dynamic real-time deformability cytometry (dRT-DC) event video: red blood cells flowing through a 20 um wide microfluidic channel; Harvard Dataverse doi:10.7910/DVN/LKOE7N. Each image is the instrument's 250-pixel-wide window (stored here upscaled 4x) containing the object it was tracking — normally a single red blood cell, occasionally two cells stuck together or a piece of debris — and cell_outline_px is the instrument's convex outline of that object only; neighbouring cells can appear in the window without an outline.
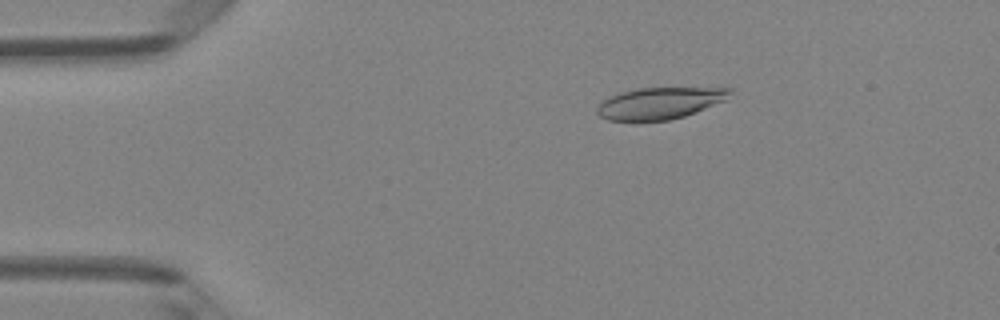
{"species": "Egyptian fruit bat (a non-hibernating species)", "species_latin": "Rousettus aegyptiacus", "temperature_condition": "room temperature", "stored_images_in_passage": 49, "camera_frame_rate_fps": 3000, "um_per_image_px": 0.085, "animal": {"sex": "female"}, "frame": {"image": 1, "passage_image": 9, "time_ms": 2.667, "image_size_px": [1000, 320], "cell_outline_px": [[732, 92], [728, 100], [684, 116], [668, 120], [608, 120], [600, 116], [596, 112], [596, 108], [604, 100], [620, 92], [636, 88], [732, 88]], "centroid_in_image_um": [56.12, 8.76], "position_along_channel_um": 28.9, "area_um2": 24.33}}
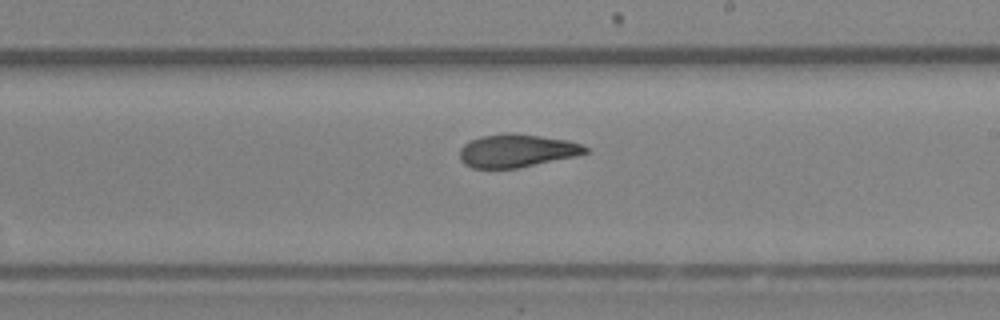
{"frame": {"image": 2, "passage_image": 29, "time_ms": 9.333, "image_size_px": [1000, 320], "cell_outline_px": [[588, 152], [576, 156], [516, 168], [472, 168], [464, 164], [460, 160], [460, 148], [464, 144], [480, 136], [504, 132], [512, 132], [568, 140], [580, 144], [588, 148]], "centroid_in_image_um": [43.9, 12.8], "position_along_channel_um": 245.1, "area_um2": 24.22}}
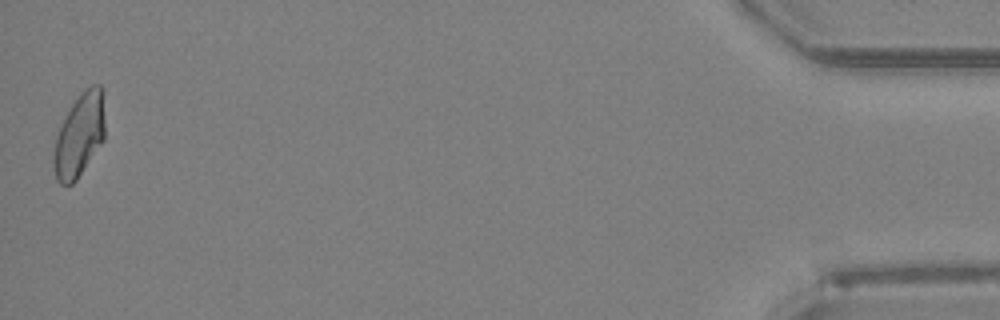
{"frame": {"image": 3, "passage_image": 49, "time_ms": 16.0, "image_size_px": [1000, 320], "cell_outline_px": [[104, 140], [76, 180], [72, 184], [60, 184], [56, 180], [52, 164], [52, 152], [56, 136], [72, 104], [80, 92], [84, 88], [92, 84], [100, 84], [104, 88]], "centroid_in_image_um": [6.75, 11.46], "position_along_channel_um": 428.4, "area_um2": 25.2}, "authors_computed_cell_mechanics": {"area_um2": 24.9118, "velocity_mm_per_s": 4.1279, "shape_relaxation_time_tau1_ms": 5.9623, "shape_relaxation_time_tau2_ms": 1.895, "deformation_change_tau1": 0.1758, "deformation_change_tau2": 0.0921}}